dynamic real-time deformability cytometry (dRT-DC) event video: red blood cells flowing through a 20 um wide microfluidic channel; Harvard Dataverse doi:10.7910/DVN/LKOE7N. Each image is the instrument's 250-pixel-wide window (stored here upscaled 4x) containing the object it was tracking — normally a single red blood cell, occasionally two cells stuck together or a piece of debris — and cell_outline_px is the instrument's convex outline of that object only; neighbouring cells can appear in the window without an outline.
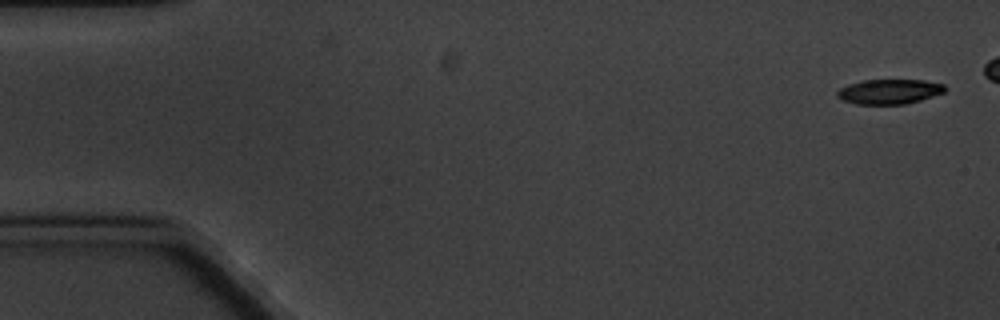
{"species": "common noctule bat (a hibernating species)", "species_latin": "Nyctalus noctula", "temperature_condition": "cold", "stored_images_in_passage": 3, "camera_frame_rate_fps": 3000, "um_per_image_px": 0.085, "animal": {"sex": "male", "body_mass_g": 20.1, "forearm_length_mm": 53.5}, "frame": {"image": 1, "passage_image": 1, "time_ms": 0.0, "image_size_px": [1000, 320], "cell_outline_px": [[948, 88], [944, 92], [920, 100], [904, 104], [856, 104], [844, 100], [836, 96], [836, 92], [840, 88], [848, 84], [864, 80], [924, 80], [944, 84]], "centroid_in_image_um": [75.6, 7.78], "position_along_channel_um": 9.4, "area_um2": 15.55}}